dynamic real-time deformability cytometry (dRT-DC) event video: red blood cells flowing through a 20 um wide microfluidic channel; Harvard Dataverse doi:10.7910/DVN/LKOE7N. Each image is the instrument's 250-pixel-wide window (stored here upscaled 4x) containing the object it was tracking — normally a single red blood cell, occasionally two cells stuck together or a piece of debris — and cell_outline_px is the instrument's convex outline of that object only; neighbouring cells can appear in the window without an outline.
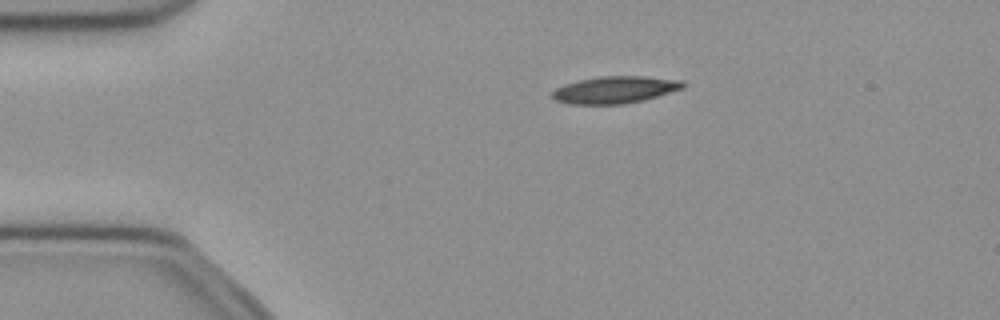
{"species": "common noctule bat (a hibernating species)", "species_latin": "Nyctalus noctula", "temperature_condition": "cold", "stored_images_in_passage": 51, "camera_frame_rate_fps": 3000, "um_per_image_px": 0.085, "animal": {"sex": "female", "body_mass_g": 21.9}, "frame": {"image": 1, "passage_image": 10, "time_ms": 3.0, "image_size_px": [1000, 320], "cell_outline_px": [[688, 84], [684, 88], [644, 100], [624, 104], [568, 104], [552, 100], [552, 92], [556, 88], [564, 84], [580, 80], [600, 76], [644, 76], [684, 80]], "centroid_in_image_um": [52.3, 7.63], "position_along_channel_um": 32.7, "area_um2": 20.87}}
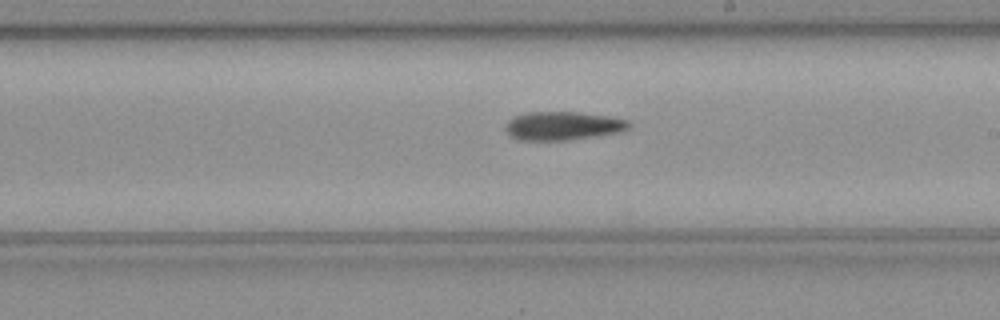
{"frame": {"image": 2, "passage_image": 29, "time_ms": 9.333, "image_size_px": [1000, 320], "cell_outline_px": [[632, 128], [620, 132], [596, 136], [564, 140], [520, 140], [508, 136], [504, 128], [508, 120], [516, 116], [528, 112], [580, 112], [612, 116], [628, 120], [632, 124]], "centroid_in_image_um": [47.88, 10.69], "position_along_channel_um": 241.1, "area_um2": 20.81}}
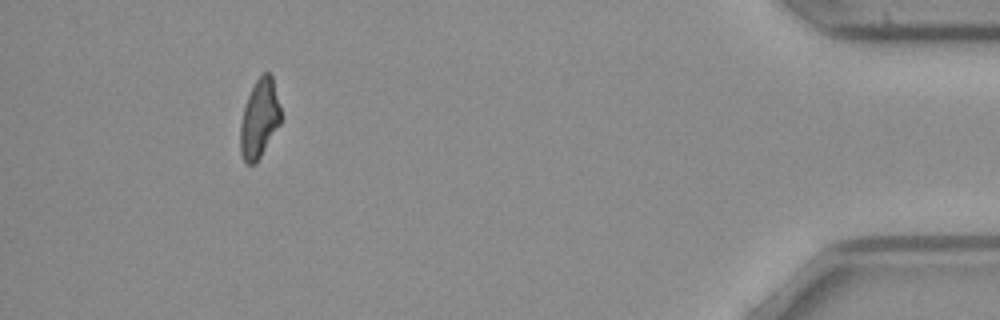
{"frame": {"image": 3, "passage_image": 47, "time_ms": 15.333, "image_size_px": [1000, 320], "cell_outline_px": [[280, 124], [260, 156], [252, 164], [248, 164], [244, 160], [240, 152], [240, 124], [244, 108], [248, 96], [256, 80], [264, 72], [268, 72], [272, 76], [280, 108]], "centroid_in_image_um": [22.04, 10.07], "position_along_channel_um": 413.2, "area_um2": 18.09}, "authors_computed_cell_mechanics": {"area_um2": 20.1722, "velocity_mm_per_s": 3.9713, "shape_relaxation_time_tau1_ms": 5.6639, "shape_relaxation_time_tau2_ms": null, "deformation_change_tau1": 0.163, "deformation_change_tau2": null}}